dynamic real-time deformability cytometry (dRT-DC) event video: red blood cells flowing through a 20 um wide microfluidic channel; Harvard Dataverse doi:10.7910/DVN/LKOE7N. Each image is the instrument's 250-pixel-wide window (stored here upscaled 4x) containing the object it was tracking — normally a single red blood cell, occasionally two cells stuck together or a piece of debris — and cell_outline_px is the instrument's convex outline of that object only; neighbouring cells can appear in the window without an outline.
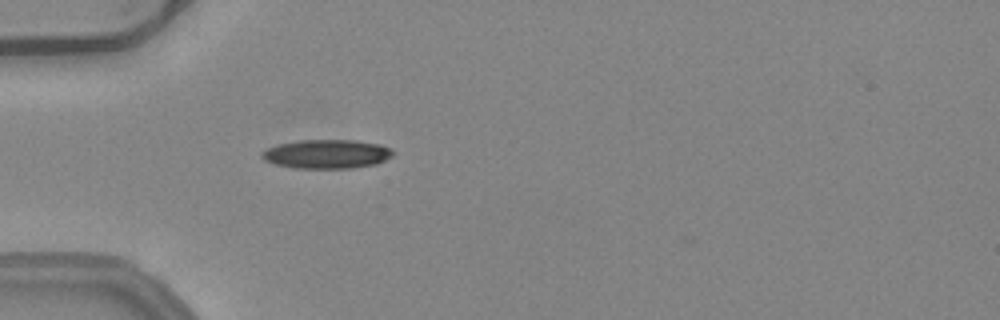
{"species": "common noctule bat (a hibernating species)", "species_latin": "Nyctalus noctula", "temperature_condition": "warm", "stored_images_in_passage": 30, "camera_frame_rate_fps": 3000, "um_per_image_px": 0.085, "animal": {"sex": "female", "body_mass_g": 24.6, "forearm_length_mm": 56.2}, "frame": {"image": 1, "passage_image": 1, "time_ms": 0.0, "image_size_px": [1000, 320], "cell_outline_px": [[392, 156], [376, 164], [352, 168], [296, 168], [276, 164], [264, 160], [260, 156], [260, 152], [268, 148], [280, 144], [300, 140], [356, 140], [380, 144], [388, 148], [392, 152]], "centroid_in_image_um": [27.75, 13.09], "position_along_channel_um": 57.2, "area_um2": 21.96}}
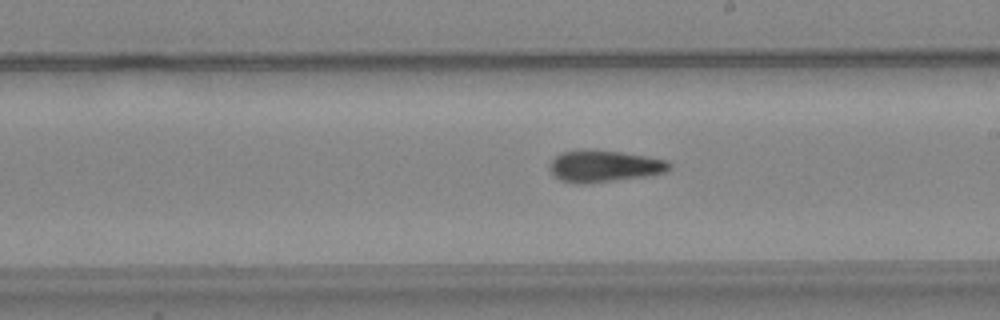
{"frame": {"image": 2, "passage_image": 15, "time_ms": 4.667, "image_size_px": [1000, 320], "cell_outline_px": [[672, 168], [664, 172], [644, 176], [588, 184], [572, 184], [560, 180], [548, 168], [548, 164], [560, 152], [620, 152], [668, 160], [672, 164]], "centroid_in_image_um": [51.36, 14.17], "position_along_channel_um": 237.6, "area_um2": 21.56}}
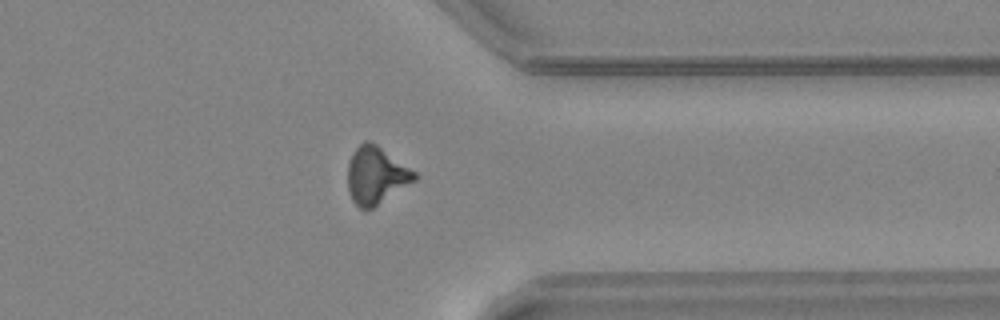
{"frame": {"image": 3, "passage_image": 26, "time_ms": 8.333, "image_size_px": [1000, 320], "cell_outline_px": [[420, 176], [416, 180], [372, 208], [360, 208], [352, 200], [348, 192], [348, 164], [352, 152], [364, 140], [368, 140], [376, 144], [416, 172]], "centroid_in_image_um": [31.96, 14.89], "position_along_channel_um": 379.4, "area_um2": 22.14}, "authors_computed_cell_mechanics": {"area_um2": 21.7906, "velocity_mm_per_s": 4.0139, "shape_relaxation_time_tau1_ms": null, "shape_relaxation_time_tau2_ms": 3.2432, "deformation_change_tau1": null, "deformation_change_tau2": 0.1302}}